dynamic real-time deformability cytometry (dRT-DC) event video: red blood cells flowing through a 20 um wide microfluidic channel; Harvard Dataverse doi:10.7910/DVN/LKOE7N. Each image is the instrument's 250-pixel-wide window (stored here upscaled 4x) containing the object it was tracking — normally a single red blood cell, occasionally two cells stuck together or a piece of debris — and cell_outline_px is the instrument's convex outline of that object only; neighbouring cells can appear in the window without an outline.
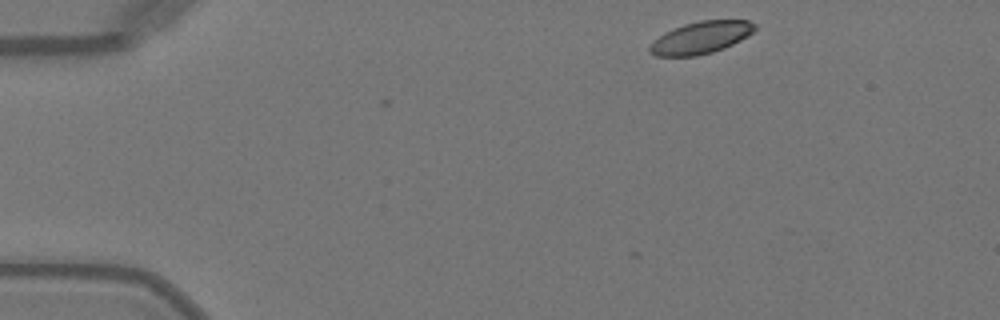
{"species": "Egyptian fruit bat (a non-hibernating species)", "species_latin": "Rousettus aegyptiacus", "temperature_condition": "warm", "stored_images_in_passage": 2, "camera_frame_rate_fps": 3000, "um_per_image_px": 0.085, "animal": {"sex": "female"}, "frame": {"image": 1, "passage_image": 2, "time_ms": 0.333, "image_size_px": [1000, 320], "cell_outline_px": [[756, 28], [752, 32], [740, 40], [724, 48], [712, 52], [696, 56], [656, 56], [648, 52], [648, 48], [652, 40], [664, 32], [684, 24], [700, 20], [748, 20], [756, 24]], "centroid_in_image_um": [59.53, 3.2], "position_along_channel_um": 25.5, "area_um2": 19.77}}